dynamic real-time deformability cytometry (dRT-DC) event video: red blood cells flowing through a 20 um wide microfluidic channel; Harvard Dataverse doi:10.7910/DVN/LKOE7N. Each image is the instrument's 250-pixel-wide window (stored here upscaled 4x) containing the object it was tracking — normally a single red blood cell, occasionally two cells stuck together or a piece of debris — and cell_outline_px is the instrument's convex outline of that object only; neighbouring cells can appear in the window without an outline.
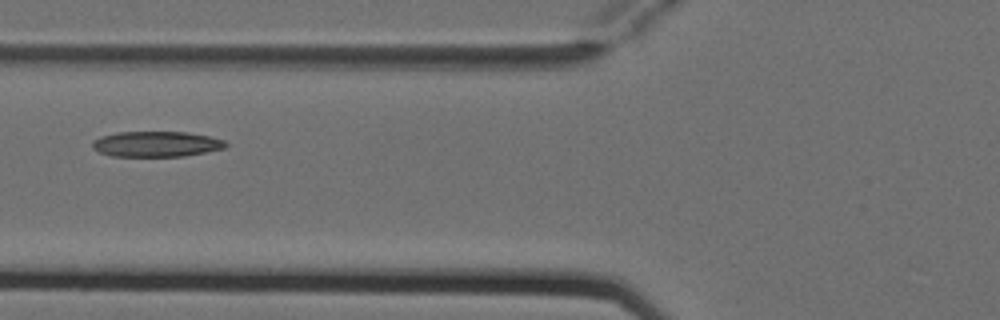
{"species": "Egyptian fruit bat (a non-hibernating species)", "species_latin": "Rousettus aegyptiacus", "temperature_condition": "cold", "stored_images_in_passage": 5, "camera_frame_rate_fps": 3000, "um_per_image_px": 0.085, "animal": {"sex": "female"}, "frame": {"image": 1, "passage_image": 5, "time_ms": 1.333, "image_size_px": [1000, 320], "cell_outline_px": [[228, 144], [224, 148], [184, 156], [112, 156], [100, 152], [92, 148], [92, 140], [100, 136], [116, 132], [188, 132], [208, 136], [224, 140]], "centroid_in_image_um": [13.25, 12.24], "position_along_channel_um": 112.5, "area_um2": 19.77}}